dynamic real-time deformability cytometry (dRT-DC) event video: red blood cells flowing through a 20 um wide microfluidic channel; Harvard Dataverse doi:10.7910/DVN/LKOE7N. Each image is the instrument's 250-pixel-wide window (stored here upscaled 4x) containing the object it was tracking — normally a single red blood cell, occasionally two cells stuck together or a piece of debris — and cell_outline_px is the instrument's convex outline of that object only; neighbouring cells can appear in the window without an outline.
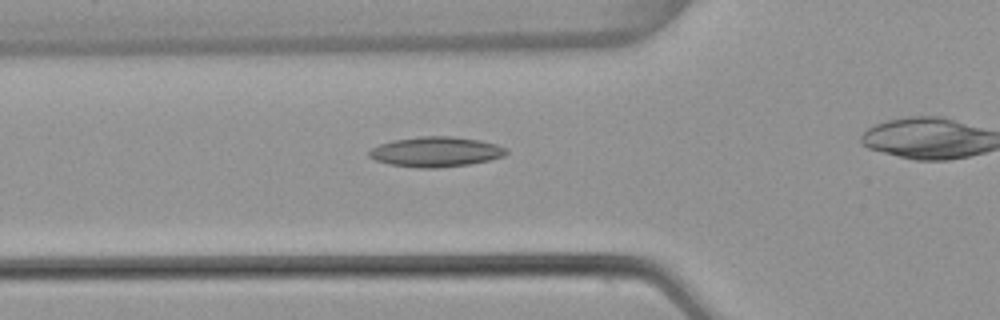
{"species": "common noctule bat (a hibernating species)", "species_latin": "Nyctalus noctula", "temperature_condition": "warm", "stored_images_in_passage": 29, "camera_frame_rate_fps": 3000, "um_per_image_px": 0.085, "animal": {"sex": "female", "body_mass_g": 22.7, "forearm_length_mm": 54.2}, "frame": {"image": 1, "passage_image": 7, "time_ms": 2.0, "image_size_px": [1000, 320], "cell_outline_px": [[508, 152], [504, 156], [488, 160], [468, 164], [436, 168], [416, 168], [388, 164], [376, 160], [368, 156], [368, 152], [372, 148], [380, 144], [392, 140], [420, 136], [452, 136], [480, 140], [496, 144], [508, 148]], "centroid_in_image_um": [37.04, 12.9], "position_along_channel_um": 88.8, "area_um2": 24.1}}
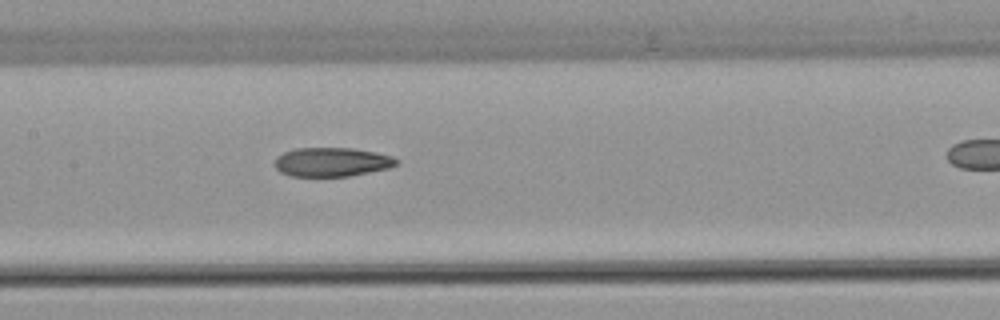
{"frame": {"image": 2, "passage_image": 14, "time_ms": 4.333, "image_size_px": [1000, 320], "cell_outline_px": [[400, 160], [396, 164], [388, 168], [348, 176], [292, 176], [280, 172], [276, 168], [276, 156], [284, 152], [296, 148], [352, 148], [376, 152], [392, 156]], "centroid_in_image_um": [28.21, 13.76], "position_along_channel_um": 179.2, "area_um2": 20.46}}
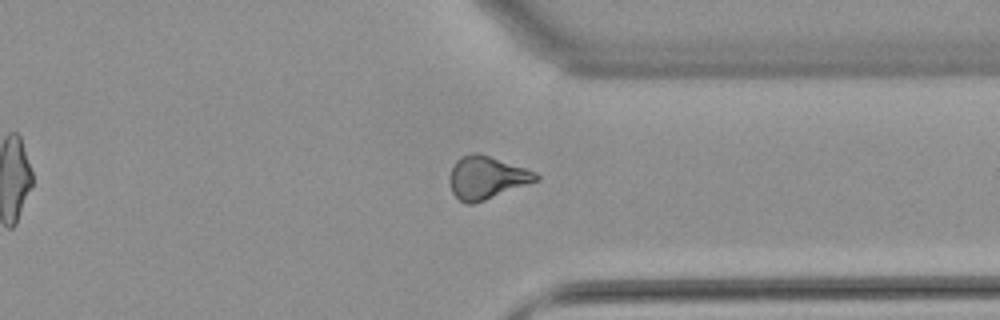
{"frame": {"image": 3, "passage_image": 29, "time_ms": 9.333, "image_size_px": [1000, 320], "cell_outline_px": [[540, 180], [484, 200], [472, 204], [464, 204], [452, 192], [448, 180], [452, 168], [456, 160], [460, 156], [472, 152], [476, 152], [536, 172], [540, 176]], "centroid_in_image_um": [41.34, 15.1], "position_along_channel_um": 370.1, "area_um2": 21.39}, "authors_computed_cell_mechanics": {"area_um2": 21.3282, "velocity_mm_per_s": 3.847, "shape_relaxation_time_tau1_ms": null, "shape_relaxation_time_tau2_ms": 5.1075, "deformation_change_tau1": null, "deformation_change_tau2": 0.1467}}